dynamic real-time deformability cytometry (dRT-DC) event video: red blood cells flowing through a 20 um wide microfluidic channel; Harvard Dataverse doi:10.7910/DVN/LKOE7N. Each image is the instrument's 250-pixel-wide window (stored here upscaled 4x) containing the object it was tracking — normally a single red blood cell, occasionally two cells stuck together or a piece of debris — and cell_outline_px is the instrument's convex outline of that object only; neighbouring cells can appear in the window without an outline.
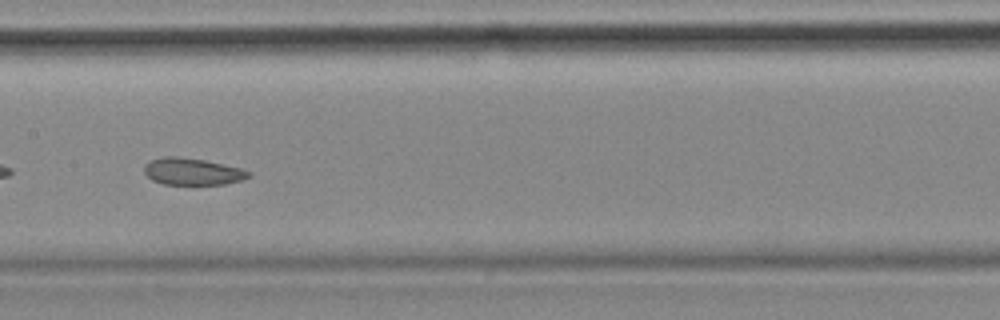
{"species": "common noctule bat (a hibernating species)", "species_latin": "Nyctalus noctula", "temperature_condition": "cold", "stored_images_in_passage": 41, "camera_frame_rate_fps": 3000, "um_per_image_px": 0.085, "animal": {"sex": "female", "body_mass_g": 18.4}, "frame": {"image": 1, "passage_image": 12, "time_ms": 3.667, "image_size_px": [1000, 320], "cell_outline_px": [[252, 176], [244, 180], [224, 184], [164, 184], [152, 180], [144, 172], [144, 164], [148, 160], [164, 156], [180, 156], [204, 160], [240, 168], [252, 172]], "centroid_in_image_um": [16.35, 14.57], "position_along_channel_um": 191.0, "area_um2": 16.53}, "authors_computed_cell_mechanics": {"area_um2": 17.5712, "velocity_mm_per_s": 3.5087, "shape_relaxation_time_tau1_ms": null, "shape_relaxation_time_tau2_ms": 3.432, "deformation_change_tau1": null, "deformation_change_tau2": 0.0942}}